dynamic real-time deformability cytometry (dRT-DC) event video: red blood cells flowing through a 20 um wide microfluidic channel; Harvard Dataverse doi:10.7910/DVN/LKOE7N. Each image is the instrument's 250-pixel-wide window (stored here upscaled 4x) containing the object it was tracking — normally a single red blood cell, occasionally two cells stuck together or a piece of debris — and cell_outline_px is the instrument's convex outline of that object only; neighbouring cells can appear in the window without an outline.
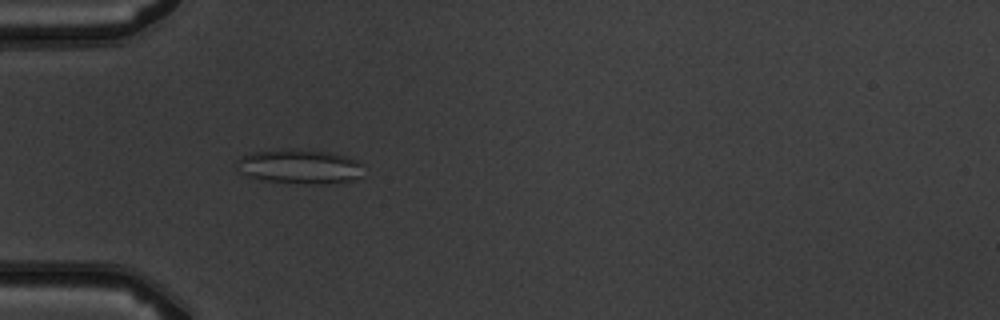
{"species": "common noctule bat (a hibernating species)", "species_latin": "Nyctalus noctula", "temperature_condition": "warm", "stored_images_in_passage": 4, "camera_frame_rate_fps": 3000, "um_per_image_px": 0.085, "animal": {"sex": "male", "body_mass_g": 19.5, "forearm_length_mm": 54.6}, "frame": {"image": 1, "passage_image": 3, "time_ms": 3.333, "image_size_px": [1000, 320], "cell_outline_px": [[360, 176], [352, 180], [328, 184], [308, 184], [260, 180], [244, 176], [236, 168], [236, 164], [240, 156], [252, 152], [284, 148], [292, 148], [328, 152], [344, 156], [356, 160], [360, 164]], "centroid_in_image_um": [25.37, 14.15], "position_along_channel_um": 59.6, "area_um2": 25.66}}
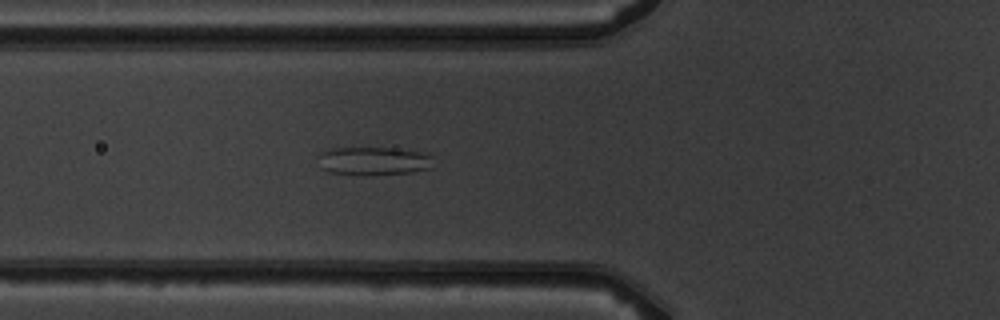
{"frame": {"image": 2, "passage_image": 4, "time_ms": 4.333, "image_size_px": [1000, 320], "cell_outline_px": [[432, 168], [412, 172], [328, 172], [320, 168], [320, 152], [332, 148], [396, 148], [416, 152], [432, 156]], "centroid_in_image_um": [31.76, 13.63], "position_along_channel_um": 94.0, "area_um2": 17.86}}